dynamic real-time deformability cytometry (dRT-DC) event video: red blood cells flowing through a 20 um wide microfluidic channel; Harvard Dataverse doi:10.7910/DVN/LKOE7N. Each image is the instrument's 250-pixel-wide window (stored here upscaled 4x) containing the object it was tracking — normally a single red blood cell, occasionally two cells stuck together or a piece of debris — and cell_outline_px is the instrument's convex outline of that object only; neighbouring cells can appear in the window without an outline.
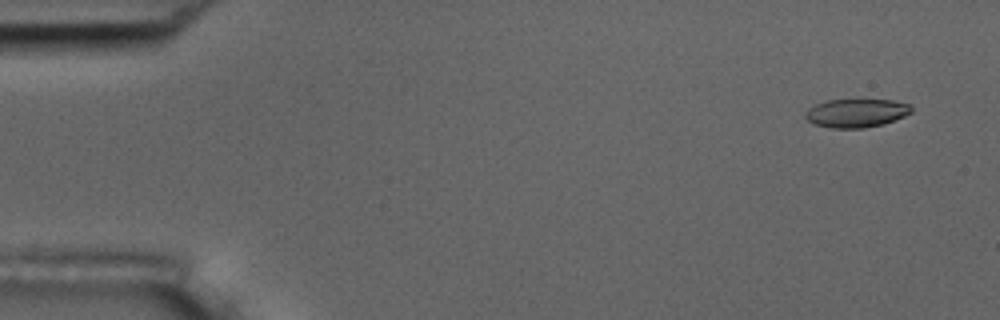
{"species": "common noctule bat (a hibernating species)", "species_latin": "Nyctalus noctula", "temperature_condition": "room temperature", "stored_images_in_passage": 5, "camera_frame_rate_fps": 3000, "um_per_image_px": 0.085, "animal": {"sex": "male", "body_mass_g": 17.5, "forearm_length_mm": 52.3}, "frame": {"image": 1, "passage_image": 1, "time_ms": 0.0, "image_size_px": [1000, 320], "cell_outline_px": [[912, 112], [904, 116], [884, 124], [864, 128], [832, 128], [812, 124], [804, 116], [804, 112], [808, 108], [816, 104], [828, 100], [892, 100], [912, 104]], "centroid_in_image_um": [72.78, 9.61], "position_along_channel_um": 12.2, "area_um2": 17.74}}
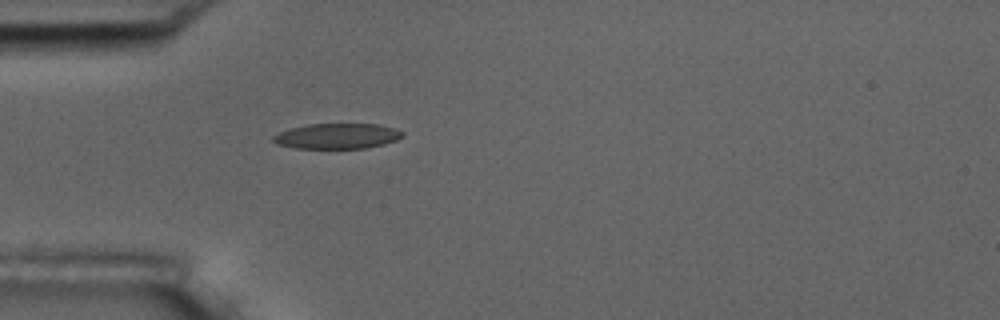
{"frame": {"image": 2, "passage_image": 5, "time_ms": 4.333, "image_size_px": [1000, 320], "cell_outline_px": [[404, 136], [396, 140], [384, 144], [364, 148], [296, 148], [276, 144], [272, 140], [272, 136], [280, 132], [292, 128], [308, 124], [380, 124], [396, 128], [404, 132]], "centroid_in_image_um": [28.69, 11.56], "position_along_channel_um": 56.3, "area_um2": 19.13}}